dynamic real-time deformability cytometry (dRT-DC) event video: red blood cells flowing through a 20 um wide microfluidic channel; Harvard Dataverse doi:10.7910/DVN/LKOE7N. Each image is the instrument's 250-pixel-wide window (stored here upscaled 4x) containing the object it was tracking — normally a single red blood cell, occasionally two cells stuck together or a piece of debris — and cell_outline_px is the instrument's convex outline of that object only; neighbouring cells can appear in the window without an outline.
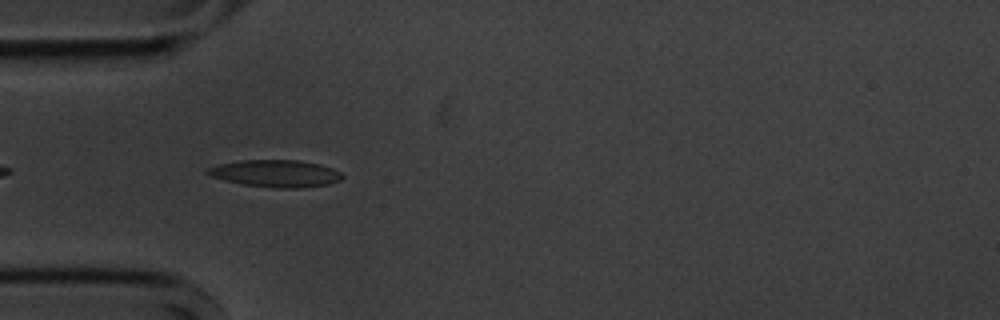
{"species": "common noctule bat (a hibernating species)", "species_latin": "Nyctalus noctula", "temperature_condition": "cold", "stored_images_in_passage": 8, "camera_frame_rate_fps": 3000, "um_per_image_px": 0.085, "animal": {"sex": "male", "body_mass_g": 20.1, "forearm_length_mm": 53.5}, "frame": {"image": 1, "passage_image": 3, "time_ms": 0.667, "image_size_px": [1000, 320], "cell_outline_px": [[344, 176], [340, 180], [328, 184], [296, 188], [276, 188], [244, 184], [224, 180], [212, 176], [204, 172], [208, 168], [220, 164], [240, 160], [300, 160], [320, 164], [332, 168], [340, 172]], "centroid_in_image_um": [23.44, 14.74], "position_along_channel_um": 61.6, "area_um2": 21.15}}
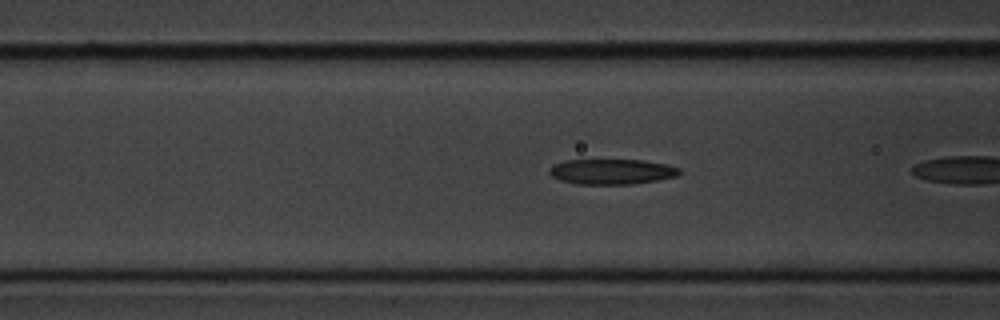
{"frame": {"image": 2, "passage_image": 5, "time_ms": 1.333, "image_size_px": [1000, 320], "cell_outline_px": [[680, 172], [676, 176], [656, 180], [632, 184], [576, 184], [560, 180], [552, 176], [548, 172], [548, 168], [552, 164], [564, 160], [640, 160], [664, 164], [680, 168]], "centroid_in_image_um": [51.92, 14.59], "position_along_channel_um": 114.7, "area_um2": 19.13}}